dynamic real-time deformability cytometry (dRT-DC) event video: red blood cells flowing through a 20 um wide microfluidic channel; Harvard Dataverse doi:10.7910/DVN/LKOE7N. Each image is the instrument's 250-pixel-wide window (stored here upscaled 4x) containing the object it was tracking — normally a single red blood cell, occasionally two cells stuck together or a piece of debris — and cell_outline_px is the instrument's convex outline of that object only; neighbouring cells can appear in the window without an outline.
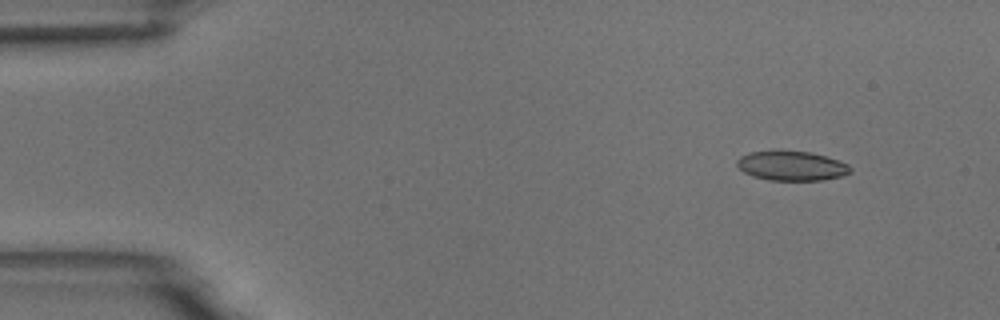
{"species": "common noctule bat (a hibernating species)", "species_latin": "Nyctalus noctula", "temperature_condition": "room temperature", "stored_images_in_passage": 5, "segment_of_instrument_passage": [2, 2], "camera_frame_rate_fps": 3000, "um_per_image_px": 0.085, "animal": {"sex": "male", "body_mass_g": 18.8}, "frame": {"image": 1, "passage_image": 5, "time_ms": 5.667, "image_size_px": [1000, 320], "cell_outline_px": [[852, 172], [840, 176], [820, 180], [768, 180], [752, 176], [744, 172], [736, 164], [736, 160], [740, 156], [748, 152], [772, 148], [812, 152], [848, 164], [852, 168]], "centroid_in_image_um": [67.22, 14.05], "position_along_channel_um": 17.8, "area_um2": 20.06}}